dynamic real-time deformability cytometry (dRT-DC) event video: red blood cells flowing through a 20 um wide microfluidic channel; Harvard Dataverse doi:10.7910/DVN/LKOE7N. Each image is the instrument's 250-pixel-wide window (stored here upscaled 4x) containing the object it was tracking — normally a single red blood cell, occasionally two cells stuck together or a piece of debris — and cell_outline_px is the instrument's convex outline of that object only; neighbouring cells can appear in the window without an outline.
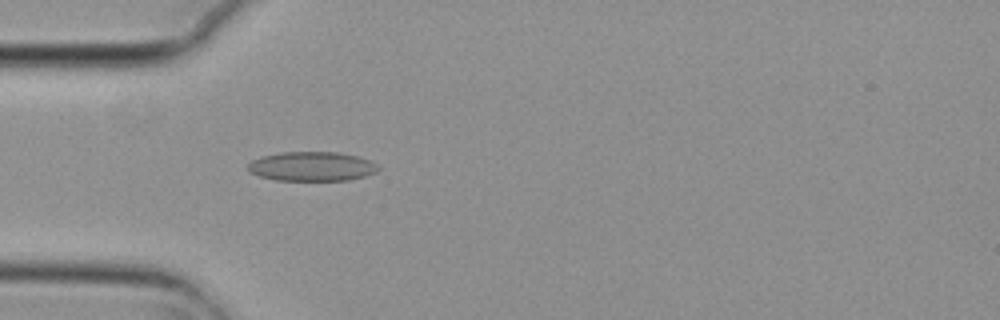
{"species": "common noctule bat (a hibernating species)", "species_latin": "Nyctalus noctula", "temperature_condition": "cold", "stored_images_in_passage": 2, "camera_frame_rate_fps": 3000, "um_per_image_px": 0.085, "animal": {"sex": "female", "body_mass_g": 29.2, "forearm_length_mm": 56.3}, "frame": {"image": 1, "passage_image": 2, "time_ms": 0.333, "image_size_px": [1000, 320], "cell_outline_px": [[380, 168], [376, 172], [364, 176], [348, 180], [276, 180], [260, 176], [248, 172], [248, 164], [252, 160], [260, 156], [280, 152], [336, 152], [356, 156], [368, 160], [376, 164]], "centroid_in_image_um": [26.47, 14.14], "position_along_channel_um": 58.5, "area_um2": 22.2}}